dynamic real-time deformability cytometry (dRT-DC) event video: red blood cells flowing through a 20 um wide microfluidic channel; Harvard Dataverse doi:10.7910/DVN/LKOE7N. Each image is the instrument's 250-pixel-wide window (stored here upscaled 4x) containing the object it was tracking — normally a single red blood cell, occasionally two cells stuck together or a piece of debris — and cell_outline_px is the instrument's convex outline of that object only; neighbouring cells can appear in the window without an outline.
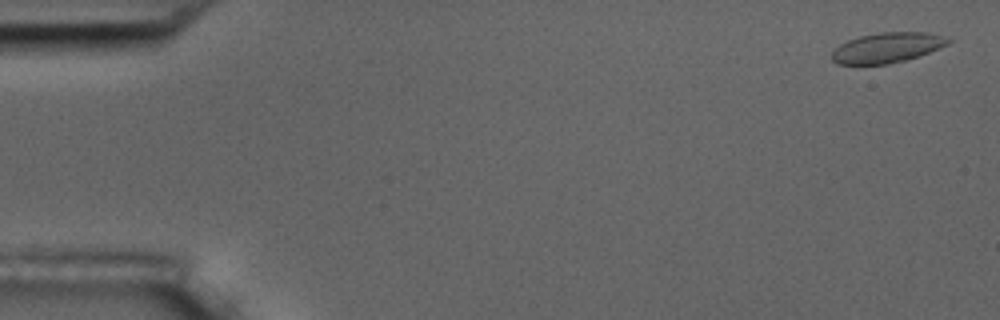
{"species": "common noctule bat (a hibernating species)", "species_latin": "Nyctalus noctula", "temperature_condition": "room temperature", "stored_images_in_passage": 10, "camera_frame_rate_fps": 3000, "um_per_image_px": 0.085, "animal": {"sex": "male", "body_mass_g": 17.5, "forearm_length_mm": 52.3}, "frame": {"image": 1, "passage_image": 1, "time_ms": 0.0, "image_size_px": [1000, 320], "cell_outline_px": [[952, 40], [948, 44], [928, 52], [904, 60], [888, 64], [836, 64], [832, 60], [832, 52], [840, 44], [848, 40], [860, 36], [880, 32], [928, 32]], "centroid_in_image_um": [75.36, 4.05], "position_along_channel_um": 9.6, "area_um2": 20.11}}
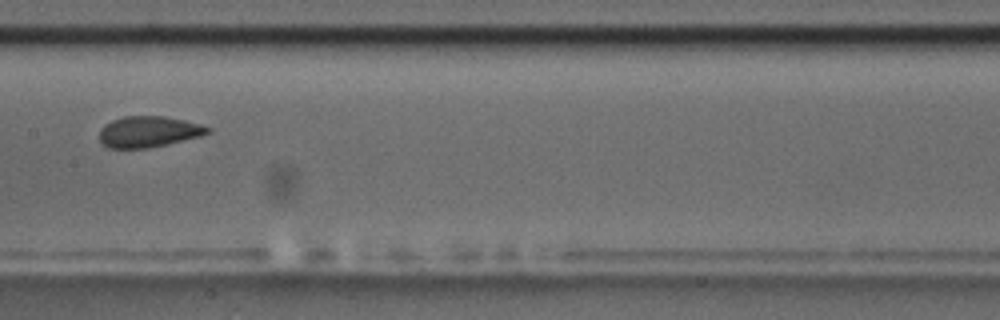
{"frame": {"image": 2, "passage_image": 9, "time_ms": 9.0, "image_size_px": [1000, 320], "cell_outline_px": [[212, 128], [208, 132], [200, 136], [168, 144], [148, 148], [108, 148], [100, 140], [100, 128], [104, 124], [112, 120], [124, 116], [164, 116], [184, 120], [200, 124]], "centroid_in_image_um": [12.61, 11.19], "position_along_channel_um": 194.8, "area_um2": 19.54}}
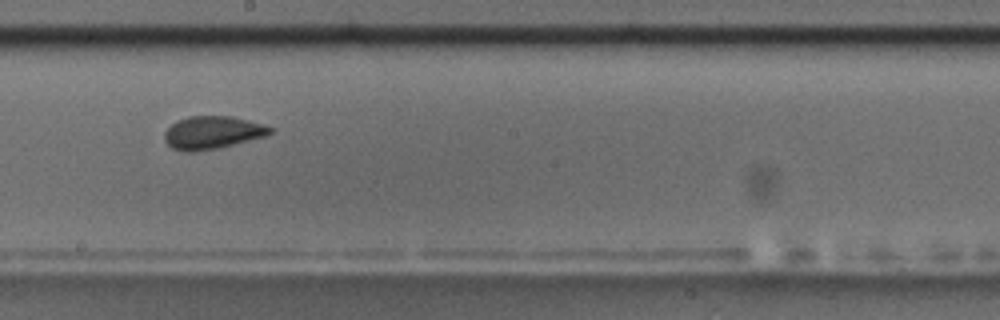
{"frame": {"image": 3, "passage_image": 10, "time_ms": 10.0, "image_size_px": [1000, 320], "cell_outline_px": [[276, 128], [272, 132], [264, 136], [220, 148], [196, 152], [184, 152], [172, 148], [164, 140], [164, 132], [176, 120], [188, 116], [232, 116], [248, 120]], "centroid_in_image_um": [18.04, 11.27], "position_along_channel_um": 230.2, "area_um2": 20.4}}